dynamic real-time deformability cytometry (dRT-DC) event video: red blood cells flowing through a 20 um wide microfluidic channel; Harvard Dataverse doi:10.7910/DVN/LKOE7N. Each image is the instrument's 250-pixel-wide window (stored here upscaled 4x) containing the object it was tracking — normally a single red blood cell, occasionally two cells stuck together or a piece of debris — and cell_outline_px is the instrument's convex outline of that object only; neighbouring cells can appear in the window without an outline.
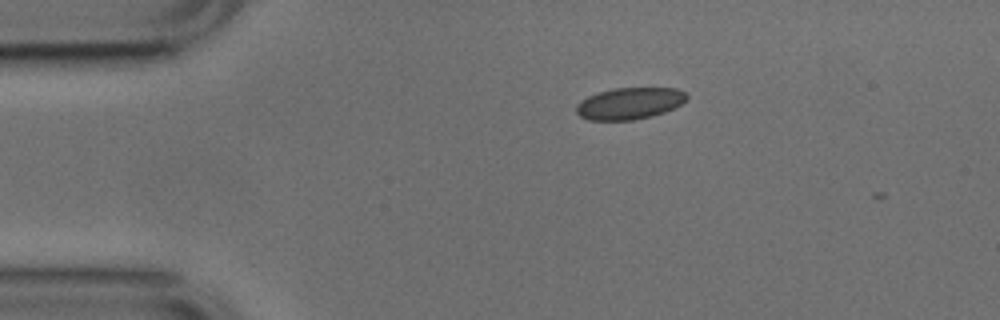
{"species": "common noctule bat (a hibernating species)", "species_latin": "Nyctalus noctula", "temperature_condition": "cold", "stored_images_in_passage": 3, "camera_frame_rate_fps": 3000, "um_per_image_px": 0.085, "animal": {"sex": "male", "body_mass_g": 17.9, "forearm_length_mm": 54.2}, "frame": {"image": 1, "passage_image": 1, "time_ms": 0.0, "image_size_px": [1000, 320], "cell_outline_px": [[688, 100], [664, 112], [652, 116], [632, 120], [588, 120], [580, 116], [576, 112], [576, 104], [588, 96], [600, 92], [616, 88], [676, 88], [688, 92]], "centroid_in_image_um": [53.54, 8.79], "position_along_channel_um": 31.5, "area_um2": 20.4}}